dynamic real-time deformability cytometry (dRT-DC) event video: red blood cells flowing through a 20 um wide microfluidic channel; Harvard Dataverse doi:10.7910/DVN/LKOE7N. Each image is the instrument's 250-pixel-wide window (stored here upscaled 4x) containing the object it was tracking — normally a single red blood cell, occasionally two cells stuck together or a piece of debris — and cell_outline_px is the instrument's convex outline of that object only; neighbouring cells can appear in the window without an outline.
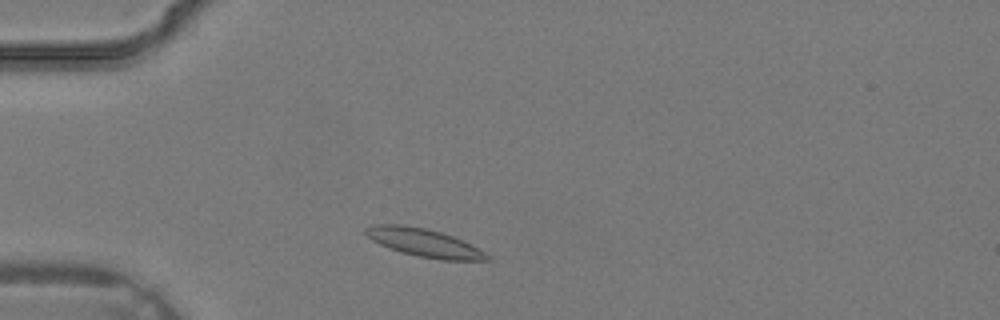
{"species": "common noctule bat (a hibernating species)", "species_latin": "Nyctalus noctula", "temperature_condition": "warm", "stored_images_in_passage": 30, "camera_frame_rate_fps": 3000, "um_per_image_px": 0.085, "animal": {"sex": "male", "body_mass_g": 19.2, "forearm_length_mm": 51.8}, "frame": {"image": 1, "passage_image": 4, "time_ms": 1.0, "image_size_px": [1000, 320], "cell_outline_px": [[492, 260], [440, 260], [420, 256], [404, 252], [380, 244], [372, 240], [364, 232], [364, 228], [376, 224], [404, 224], [424, 228], [440, 232], [452, 236], [492, 256]], "centroid_in_image_um": [36.04, 20.62], "position_along_channel_um": 49.0, "area_um2": 19.42}}
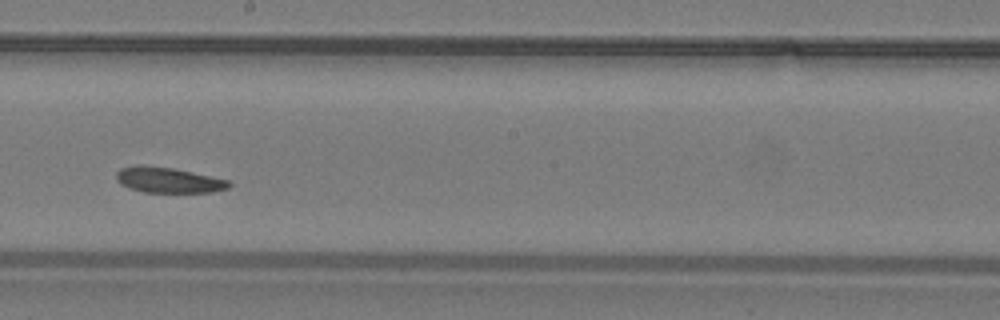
{"frame": {"image": 2, "passage_image": 15, "time_ms": 4.667, "image_size_px": [1000, 320], "cell_outline_px": [[232, 184], [228, 188], [212, 192], [144, 192], [128, 188], [120, 184], [116, 180], [116, 172], [120, 168], [136, 164], [140, 164], [172, 168], [228, 180]], "centroid_in_image_um": [14.24, 15.3], "position_along_channel_um": 234.0, "area_um2": 16.76}}
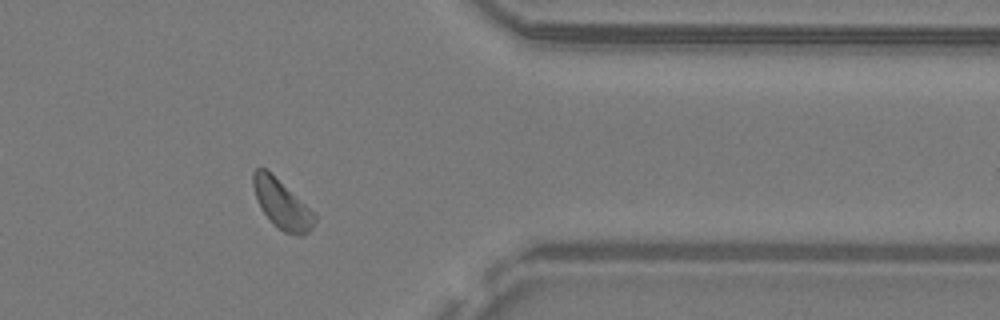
{"frame": {"image": 3, "passage_image": 24, "time_ms": 7.667, "image_size_px": [1000, 320], "cell_outline_px": [[316, 220], [312, 228], [304, 236], [300, 236], [284, 232], [276, 228], [264, 212], [256, 196], [252, 184], [252, 172], [256, 168], [264, 168], [316, 212]], "centroid_in_image_um": [24.0, 17.39], "position_along_channel_um": 387.4, "area_um2": 17.4}}